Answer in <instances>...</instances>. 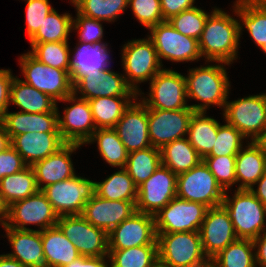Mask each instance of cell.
Listing matches in <instances>:
<instances>
[{"instance_id": "obj_49", "label": "cell", "mask_w": 266, "mask_h": 267, "mask_svg": "<svg viewBox=\"0 0 266 267\" xmlns=\"http://www.w3.org/2000/svg\"><path fill=\"white\" fill-rule=\"evenodd\" d=\"M26 5L25 24L26 34L30 39L40 28L45 17L55 8L52 7L49 0H24Z\"/></svg>"}, {"instance_id": "obj_51", "label": "cell", "mask_w": 266, "mask_h": 267, "mask_svg": "<svg viewBox=\"0 0 266 267\" xmlns=\"http://www.w3.org/2000/svg\"><path fill=\"white\" fill-rule=\"evenodd\" d=\"M14 76L11 69H0V119L9 110L10 85Z\"/></svg>"}, {"instance_id": "obj_27", "label": "cell", "mask_w": 266, "mask_h": 267, "mask_svg": "<svg viewBox=\"0 0 266 267\" xmlns=\"http://www.w3.org/2000/svg\"><path fill=\"white\" fill-rule=\"evenodd\" d=\"M10 139L22 133L47 132L60 133L58 130V110L44 113L6 111L0 119Z\"/></svg>"}, {"instance_id": "obj_1", "label": "cell", "mask_w": 266, "mask_h": 267, "mask_svg": "<svg viewBox=\"0 0 266 267\" xmlns=\"http://www.w3.org/2000/svg\"><path fill=\"white\" fill-rule=\"evenodd\" d=\"M231 16L216 6L206 19L204 29L198 40L199 50L204 61L233 64L238 59L240 44V23L237 15L236 1L233 3Z\"/></svg>"}, {"instance_id": "obj_54", "label": "cell", "mask_w": 266, "mask_h": 267, "mask_svg": "<svg viewBox=\"0 0 266 267\" xmlns=\"http://www.w3.org/2000/svg\"><path fill=\"white\" fill-rule=\"evenodd\" d=\"M256 267H266V231L253 239Z\"/></svg>"}, {"instance_id": "obj_55", "label": "cell", "mask_w": 266, "mask_h": 267, "mask_svg": "<svg viewBox=\"0 0 266 267\" xmlns=\"http://www.w3.org/2000/svg\"><path fill=\"white\" fill-rule=\"evenodd\" d=\"M250 191L266 206V172L252 186Z\"/></svg>"}, {"instance_id": "obj_20", "label": "cell", "mask_w": 266, "mask_h": 267, "mask_svg": "<svg viewBox=\"0 0 266 267\" xmlns=\"http://www.w3.org/2000/svg\"><path fill=\"white\" fill-rule=\"evenodd\" d=\"M199 233L209 260L238 239L229 212L223 205L207 209Z\"/></svg>"}, {"instance_id": "obj_37", "label": "cell", "mask_w": 266, "mask_h": 267, "mask_svg": "<svg viewBox=\"0 0 266 267\" xmlns=\"http://www.w3.org/2000/svg\"><path fill=\"white\" fill-rule=\"evenodd\" d=\"M38 190L32 166L0 180V194L8 206L35 194Z\"/></svg>"}, {"instance_id": "obj_58", "label": "cell", "mask_w": 266, "mask_h": 267, "mask_svg": "<svg viewBox=\"0 0 266 267\" xmlns=\"http://www.w3.org/2000/svg\"><path fill=\"white\" fill-rule=\"evenodd\" d=\"M8 205L3 199V196L0 194V222L5 225L8 218Z\"/></svg>"}, {"instance_id": "obj_18", "label": "cell", "mask_w": 266, "mask_h": 267, "mask_svg": "<svg viewBox=\"0 0 266 267\" xmlns=\"http://www.w3.org/2000/svg\"><path fill=\"white\" fill-rule=\"evenodd\" d=\"M192 109H148V132L153 147L161 149L174 140L187 136Z\"/></svg>"}, {"instance_id": "obj_30", "label": "cell", "mask_w": 266, "mask_h": 267, "mask_svg": "<svg viewBox=\"0 0 266 267\" xmlns=\"http://www.w3.org/2000/svg\"><path fill=\"white\" fill-rule=\"evenodd\" d=\"M56 101L14 76L10 85L9 105H15L21 112L44 113L56 109Z\"/></svg>"}, {"instance_id": "obj_10", "label": "cell", "mask_w": 266, "mask_h": 267, "mask_svg": "<svg viewBox=\"0 0 266 267\" xmlns=\"http://www.w3.org/2000/svg\"><path fill=\"white\" fill-rule=\"evenodd\" d=\"M176 193L180 199L199 202L208 208L222 205L225 195L203 160L189 171L177 175Z\"/></svg>"}, {"instance_id": "obj_33", "label": "cell", "mask_w": 266, "mask_h": 267, "mask_svg": "<svg viewBox=\"0 0 266 267\" xmlns=\"http://www.w3.org/2000/svg\"><path fill=\"white\" fill-rule=\"evenodd\" d=\"M160 155L162 165L176 175L189 171L203 160L186 137L163 146Z\"/></svg>"}, {"instance_id": "obj_52", "label": "cell", "mask_w": 266, "mask_h": 267, "mask_svg": "<svg viewBox=\"0 0 266 267\" xmlns=\"http://www.w3.org/2000/svg\"><path fill=\"white\" fill-rule=\"evenodd\" d=\"M195 0H160L164 20L195 7Z\"/></svg>"}, {"instance_id": "obj_6", "label": "cell", "mask_w": 266, "mask_h": 267, "mask_svg": "<svg viewBox=\"0 0 266 267\" xmlns=\"http://www.w3.org/2000/svg\"><path fill=\"white\" fill-rule=\"evenodd\" d=\"M148 92L141 91L137 96L148 109H191L187 103L186 78L178 71L163 68L149 82Z\"/></svg>"}, {"instance_id": "obj_17", "label": "cell", "mask_w": 266, "mask_h": 267, "mask_svg": "<svg viewBox=\"0 0 266 267\" xmlns=\"http://www.w3.org/2000/svg\"><path fill=\"white\" fill-rule=\"evenodd\" d=\"M109 250H123L143 245H157L155 217L134 212L108 233Z\"/></svg>"}, {"instance_id": "obj_38", "label": "cell", "mask_w": 266, "mask_h": 267, "mask_svg": "<svg viewBox=\"0 0 266 267\" xmlns=\"http://www.w3.org/2000/svg\"><path fill=\"white\" fill-rule=\"evenodd\" d=\"M73 16L70 13L59 14L52 10L44 19L38 31L29 39L30 43L69 42L72 33Z\"/></svg>"}, {"instance_id": "obj_14", "label": "cell", "mask_w": 266, "mask_h": 267, "mask_svg": "<svg viewBox=\"0 0 266 267\" xmlns=\"http://www.w3.org/2000/svg\"><path fill=\"white\" fill-rule=\"evenodd\" d=\"M208 207L173 198L155 217L156 233L199 232Z\"/></svg>"}, {"instance_id": "obj_50", "label": "cell", "mask_w": 266, "mask_h": 267, "mask_svg": "<svg viewBox=\"0 0 266 267\" xmlns=\"http://www.w3.org/2000/svg\"><path fill=\"white\" fill-rule=\"evenodd\" d=\"M27 166L22 156L11 145L5 151L0 152V180Z\"/></svg>"}, {"instance_id": "obj_35", "label": "cell", "mask_w": 266, "mask_h": 267, "mask_svg": "<svg viewBox=\"0 0 266 267\" xmlns=\"http://www.w3.org/2000/svg\"><path fill=\"white\" fill-rule=\"evenodd\" d=\"M95 194L106 200L137 201L138 187L125 168L95 181Z\"/></svg>"}, {"instance_id": "obj_41", "label": "cell", "mask_w": 266, "mask_h": 267, "mask_svg": "<svg viewBox=\"0 0 266 267\" xmlns=\"http://www.w3.org/2000/svg\"><path fill=\"white\" fill-rule=\"evenodd\" d=\"M210 261L216 267H256L253 240L238 238Z\"/></svg>"}, {"instance_id": "obj_53", "label": "cell", "mask_w": 266, "mask_h": 267, "mask_svg": "<svg viewBox=\"0 0 266 267\" xmlns=\"http://www.w3.org/2000/svg\"><path fill=\"white\" fill-rule=\"evenodd\" d=\"M64 267H110L109 256H80Z\"/></svg>"}, {"instance_id": "obj_26", "label": "cell", "mask_w": 266, "mask_h": 267, "mask_svg": "<svg viewBox=\"0 0 266 267\" xmlns=\"http://www.w3.org/2000/svg\"><path fill=\"white\" fill-rule=\"evenodd\" d=\"M66 142L60 133H22L11 140V146L28 166L43 160L63 147Z\"/></svg>"}, {"instance_id": "obj_39", "label": "cell", "mask_w": 266, "mask_h": 267, "mask_svg": "<svg viewBox=\"0 0 266 267\" xmlns=\"http://www.w3.org/2000/svg\"><path fill=\"white\" fill-rule=\"evenodd\" d=\"M76 11L86 17L112 23L128 8V0H72Z\"/></svg>"}, {"instance_id": "obj_24", "label": "cell", "mask_w": 266, "mask_h": 267, "mask_svg": "<svg viewBox=\"0 0 266 267\" xmlns=\"http://www.w3.org/2000/svg\"><path fill=\"white\" fill-rule=\"evenodd\" d=\"M70 52V77L73 85L84 75L102 72L111 65L108 43L87 44L78 42ZM110 59V60H109Z\"/></svg>"}, {"instance_id": "obj_60", "label": "cell", "mask_w": 266, "mask_h": 267, "mask_svg": "<svg viewBox=\"0 0 266 267\" xmlns=\"http://www.w3.org/2000/svg\"><path fill=\"white\" fill-rule=\"evenodd\" d=\"M259 49L266 54V42Z\"/></svg>"}, {"instance_id": "obj_34", "label": "cell", "mask_w": 266, "mask_h": 267, "mask_svg": "<svg viewBox=\"0 0 266 267\" xmlns=\"http://www.w3.org/2000/svg\"><path fill=\"white\" fill-rule=\"evenodd\" d=\"M137 97H97L88 100L96 129L114 128Z\"/></svg>"}, {"instance_id": "obj_12", "label": "cell", "mask_w": 266, "mask_h": 267, "mask_svg": "<svg viewBox=\"0 0 266 267\" xmlns=\"http://www.w3.org/2000/svg\"><path fill=\"white\" fill-rule=\"evenodd\" d=\"M58 217L44 193L38 190L8 207V218L3 227L32 230L28 225H35L36 230L42 231L56 226Z\"/></svg>"}, {"instance_id": "obj_5", "label": "cell", "mask_w": 266, "mask_h": 267, "mask_svg": "<svg viewBox=\"0 0 266 267\" xmlns=\"http://www.w3.org/2000/svg\"><path fill=\"white\" fill-rule=\"evenodd\" d=\"M120 57L126 82L137 95L142 91L139 84L150 82L164 68L148 37L125 42Z\"/></svg>"}, {"instance_id": "obj_43", "label": "cell", "mask_w": 266, "mask_h": 267, "mask_svg": "<svg viewBox=\"0 0 266 267\" xmlns=\"http://www.w3.org/2000/svg\"><path fill=\"white\" fill-rule=\"evenodd\" d=\"M69 44V42L30 43L29 52L48 66L69 71L71 52Z\"/></svg>"}, {"instance_id": "obj_29", "label": "cell", "mask_w": 266, "mask_h": 267, "mask_svg": "<svg viewBox=\"0 0 266 267\" xmlns=\"http://www.w3.org/2000/svg\"><path fill=\"white\" fill-rule=\"evenodd\" d=\"M41 238L46 267H64L81 256L57 225L42 230Z\"/></svg>"}, {"instance_id": "obj_11", "label": "cell", "mask_w": 266, "mask_h": 267, "mask_svg": "<svg viewBox=\"0 0 266 267\" xmlns=\"http://www.w3.org/2000/svg\"><path fill=\"white\" fill-rule=\"evenodd\" d=\"M147 37L153 42L158 58L170 62H194L201 60L198 40L177 31L168 20L148 29Z\"/></svg>"}, {"instance_id": "obj_4", "label": "cell", "mask_w": 266, "mask_h": 267, "mask_svg": "<svg viewBox=\"0 0 266 267\" xmlns=\"http://www.w3.org/2000/svg\"><path fill=\"white\" fill-rule=\"evenodd\" d=\"M158 262L164 267H202L210 260L199 232L156 233Z\"/></svg>"}, {"instance_id": "obj_13", "label": "cell", "mask_w": 266, "mask_h": 267, "mask_svg": "<svg viewBox=\"0 0 266 267\" xmlns=\"http://www.w3.org/2000/svg\"><path fill=\"white\" fill-rule=\"evenodd\" d=\"M56 225L81 256H109L108 233L93 226L82 215L59 216Z\"/></svg>"}, {"instance_id": "obj_40", "label": "cell", "mask_w": 266, "mask_h": 267, "mask_svg": "<svg viewBox=\"0 0 266 267\" xmlns=\"http://www.w3.org/2000/svg\"><path fill=\"white\" fill-rule=\"evenodd\" d=\"M161 164L160 149L150 146L129 153L125 169L139 187Z\"/></svg>"}, {"instance_id": "obj_25", "label": "cell", "mask_w": 266, "mask_h": 267, "mask_svg": "<svg viewBox=\"0 0 266 267\" xmlns=\"http://www.w3.org/2000/svg\"><path fill=\"white\" fill-rule=\"evenodd\" d=\"M4 237L8 239L11 246L7 255L29 267H46L43 253L41 231L19 230L10 227H3Z\"/></svg>"}, {"instance_id": "obj_59", "label": "cell", "mask_w": 266, "mask_h": 267, "mask_svg": "<svg viewBox=\"0 0 266 267\" xmlns=\"http://www.w3.org/2000/svg\"><path fill=\"white\" fill-rule=\"evenodd\" d=\"M256 142L266 151V128L263 130L261 136L256 140Z\"/></svg>"}, {"instance_id": "obj_57", "label": "cell", "mask_w": 266, "mask_h": 267, "mask_svg": "<svg viewBox=\"0 0 266 267\" xmlns=\"http://www.w3.org/2000/svg\"><path fill=\"white\" fill-rule=\"evenodd\" d=\"M11 145V139L0 122V152L5 151Z\"/></svg>"}, {"instance_id": "obj_9", "label": "cell", "mask_w": 266, "mask_h": 267, "mask_svg": "<svg viewBox=\"0 0 266 267\" xmlns=\"http://www.w3.org/2000/svg\"><path fill=\"white\" fill-rule=\"evenodd\" d=\"M41 191L58 216L82 215L86 202L95 194V181L76 174Z\"/></svg>"}, {"instance_id": "obj_22", "label": "cell", "mask_w": 266, "mask_h": 267, "mask_svg": "<svg viewBox=\"0 0 266 267\" xmlns=\"http://www.w3.org/2000/svg\"><path fill=\"white\" fill-rule=\"evenodd\" d=\"M136 202L106 200L94 194L86 202L82 216L93 226L109 233L136 212Z\"/></svg>"}, {"instance_id": "obj_8", "label": "cell", "mask_w": 266, "mask_h": 267, "mask_svg": "<svg viewBox=\"0 0 266 267\" xmlns=\"http://www.w3.org/2000/svg\"><path fill=\"white\" fill-rule=\"evenodd\" d=\"M222 115L224 121L240 131L247 141H256L266 128L265 96L259 93L227 100Z\"/></svg>"}, {"instance_id": "obj_46", "label": "cell", "mask_w": 266, "mask_h": 267, "mask_svg": "<svg viewBox=\"0 0 266 267\" xmlns=\"http://www.w3.org/2000/svg\"><path fill=\"white\" fill-rule=\"evenodd\" d=\"M203 161L223 190L232 191L231 187L236 184V155L207 156Z\"/></svg>"}, {"instance_id": "obj_32", "label": "cell", "mask_w": 266, "mask_h": 267, "mask_svg": "<svg viewBox=\"0 0 266 267\" xmlns=\"http://www.w3.org/2000/svg\"><path fill=\"white\" fill-rule=\"evenodd\" d=\"M219 123L203 111H195L190 119L186 138L202 159L207 157L213 149Z\"/></svg>"}, {"instance_id": "obj_48", "label": "cell", "mask_w": 266, "mask_h": 267, "mask_svg": "<svg viewBox=\"0 0 266 267\" xmlns=\"http://www.w3.org/2000/svg\"><path fill=\"white\" fill-rule=\"evenodd\" d=\"M75 15L76 17H73L72 20V31H77L79 34L78 42L87 44L104 42L103 21L83 16L77 11Z\"/></svg>"}, {"instance_id": "obj_31", "label": "cell", "mask_w": 266, "mask_h": 267, "mask_svg": "<svg viewBox=\"0 0 266 267\" xmlns=\"http://www.w3.org/2000/svg\"><path fill=\"white\" fill-rule=\"evenodd\" d=\"M240 35L247 29L259 48L266 42V0H236Z\"/></svg>"}, {"instance_id": "obj_36", "label": "cell", "mask_w": 266, "mask_h": 267, "mask_svg": "<svg viewBox=\"0 0 266 267\" xmlns=\"http://www.w3.org/2000/svg\"><path fill=\"white\" fill-rule=\"evenodd\" d=\"M97 143L98 152L107 164L115 168H125L128 151L113 128L96 129L86 144Z\"/></svg>"}, {"instance_id": "obj_7", "label": "cell", "mask_w": 266, "mask_h": 267, "mask_svg": "<svg viewBox=\"0 0 266 267\" xmlns=\"http://www.w3.org/2000/svg\"><path fill=\"white\" fill-rule=\"evenodd\" d=\"M19 66L26 84L49 95L56 102L73 94L70 71L48 66L36 59L29 51L19 57Z\"/></svg>"}, {"instance_id": "obj_45", "label": "cell", "mask_w": 266, "mask_h": 267, "mask_svg": "<svg viewBox=\"0 0 266 267\" xmlns=\"http://www.w3.org/2000/svg\"><path fill=\"white\" fill-rule=\"evenodd\" d=\"M247 142V139L234 126L226 121L223 125L219 123L217 137L208 156L237 155Z\"/></svg>"}, {"instance_id": "obj_16", "label": "cell", "mask_w": 266, "mask_h": 267, "mask_svg": "<svg viewBox=\"0 0 266 267\" xmlns=\"http://www.w3.org/2000/svg\"><path fill=\"white\" fill-rule=\"evenodd\" d=\"M177 175L162 164L138 187L136 211L155 215L163 209L176 193Z\"/></svg>"}, {"instance_id": "obj_15", "label": "cell", "mask_w": 266, "mask_h": 267, "mask_svg": "<svg viewBox=\"0 0 266 267\" xmlns=\"http://www.w3.org/2000/svg\"><path fill=\"white\" fill-rule=\"evenodd\" d=\"M69 103L63 108L61 116L58 103ZM58 110V130L66 143L86 145L96 131L93 114L88 100L77 97L74 93L56 103Z\"/></svg>"}, {"instance_id": "obj_61", "label": "cell", "mask_w": 266, "mask_h": 267, "mask_svg": "<svg viewBox=\"0 0 266 267\" xmlns=\"http://www.w3.org/2000/svg\"><path fill=\"white\" fill-rule=\"evenodd\" d=\"M202 267H216L211 261Z\"/></svg>"}, {"instance_id": "obj_44", "label": "cell", "mask_w": 266, "mask_h": 267, "mask_svg": "<svg viewBox=\"0 0 266 267\" xmlns=\"http://www.w3.org/2000/svg\"><path fill=\"white\" fill-rule=\"evenodd\" d=\"M209 14L195 6L172 16L168 21L181 34L199 40Z\"/></svg>"}, {"instance_id": "obj_2", "label": "cell", "mask_w": 266, "mask_h": 267, "mask_svg": "<svg viewBox=\"0 0 266 267\" xmlns=\"http://www.w3.org/2000/svg\"><path fill=\"white\" fill-rule=\"evenodd\" d=\"M211 63L205 61V66L189 68L188 74H184L187 99L200 102L189 105L193 111L207 112L211 105H216L224 110L226 101L229 99L231 82L229 81L226 65L230 66V64L224 62Z\"/></svg>"}, {"instance_id": "obj_56", "label": "cell", "mask_w": 266, "mask_h": 267, "mask_svg": "<svg viewBox=\"0 0 266 267\" xmlns=\"http://www.w3.org/2000/svg\"><path fill=\"white\" fill-rule=\"evenodd\" d=\"M0 267H29L27 265H23L18 260L9 257L7 254H0Z\"/></svg>"}, {"instance_id": "obj_62", "label": "cell", "mask_w": 266, "mask_h": 267, "mask_svg": "<svg viewBox=\"0 0 266 267\" xmlns=\"http://www.w3.org/2000/svg\"><path fill=\"white\" fill-rule=\"evenodd\" d=\"M154 267H164L162 264L158 263Z\"/></svg>"}, {"instance_id": "obj_19", "label": "cell", "mask_w": 266, "mask_h": 267, "mask_svg": "<svg viewBox=\"0 0 266 267\" xmlns=\"http://www.w3.org/2000/svg\"><path fill=\"white\" fill-rule=\"evenodd\" d=\"M73 93L77 97L86 100H91L97 97L138 96L127 84L124 75L117 71H113L111 68L102 72H93L82 76L73 85Z\"/></svg>"}, {"instance_id": "obj_42", "label": "cell", "mask_w": 266, "mask_h": 267, "mask_svg": "<svg viewBox=\"0 0 266 267\" xmlns=\"http://www.w3.org/2000/svg\"><path fill=\"white\" fill-rule=\"evenodd\" d=\"M110 267H154L158 264V245L109 250Z\"/></svg>"}, {"instance_id": "obj_3", "label": "cell", "mask_w": 266, "mask_h": 267, "mask_svg": "<svg viewBox=\"0 0 266 267\" xmlns=\"http://www.w3.org/2000/svg\"><path fill=\"white\" fill-rule=\"evenodd\" d=\"M231 196L225 191L222 205L229 212L236 236L255 239L266 231V206L250 189H234Z\"/></svg>"}, {"instance_id": "obj_21", "label": "cell", "mask_w": 266, "mask_h": 267, "mask_svg": "<svg viewBox=\"0 0 266 267\" xmlns=\"http://www.w3.org/2000/svg\"><path fill=\"white\" fill-rule=\"evenodd\" d=\"M113 129L128 153L152 146L148 132V108L138 97L124 111Z\"/></svg>"}, {"instance_id": "obj_28", "label": "cell", "mask_w": 266, "mask_h": 267, "mask_svg": "<svg viewBox=\"0 0 266 267\" xmlns=\"http://www.w3.org/2000/svg\"><path fill=\"white\" fill-rule=\"evenodd\" d=\"M235 172L236 189H251L266 172V151L256 141H248L236 155Z\"/></svg>"}, {"instance_id": "obj_23", "label": "cell", "mask_w": 266, "mask_h": 267, "mask_svg": "<svg viewBox=\"0 0 266 267\" xmlns=\"http://www.w3.org/2000/svg\"><path fill=\"white\" fill-rule=\"evenodd\" d=\"M81 146L83 145L66 143L55 153L32 165L39 190L76 175L71 155Z\"/></svg>"}, {"instance_id": "obj_47", "label": "cell", "mask_w": 266, "mask_h": 267, "mask_svg": "<svg viewBox=\"0 0 266 267\" xmlns=\"http://www.w3.org/2000/svg\"><path fill=\"white\" fill-rule=\"evenodd\" d=\"M134 17L147 29L165 21L161 11L160 0H128Z\"/></svg>"}]
</instances>
